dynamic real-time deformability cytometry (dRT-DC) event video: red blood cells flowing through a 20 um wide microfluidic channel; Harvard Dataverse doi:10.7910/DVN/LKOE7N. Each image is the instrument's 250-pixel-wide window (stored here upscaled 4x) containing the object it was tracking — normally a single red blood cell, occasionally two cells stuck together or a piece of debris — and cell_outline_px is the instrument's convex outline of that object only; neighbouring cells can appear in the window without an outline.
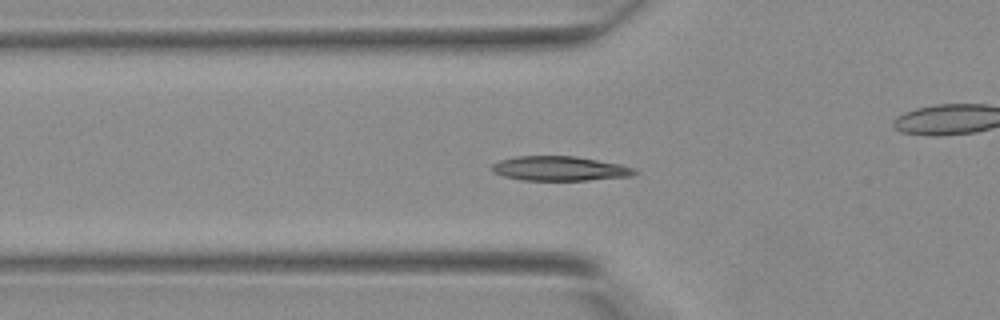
{"species": "Egyptian fruit bat (a non-hibernating species)", "species_latin": "Rousettus aegyptiacus", "temperature_condition": "warm", "stored_images_in_passage": 38, "camera_frame_rate_fps": 3000, "um_per_image_px": 0.085, "animal": {"sex": "female"}, "frame": {"image": 1, "passage_image": 10, "time_ms": 3.0, "image_size_px": [1000, 320], "cell_outline_px": [[640, 172], [632, 176], [588, 180], [524, 180], [504, 176], [492, 172], [492, 164], [500, 160], [516, 156], [576, 156], [620, 164], [636, 168]], "centroid_in_image_um": [47.62, 14.32], "position_along_channel_um": 78.2, "area_um2": 20.46}}
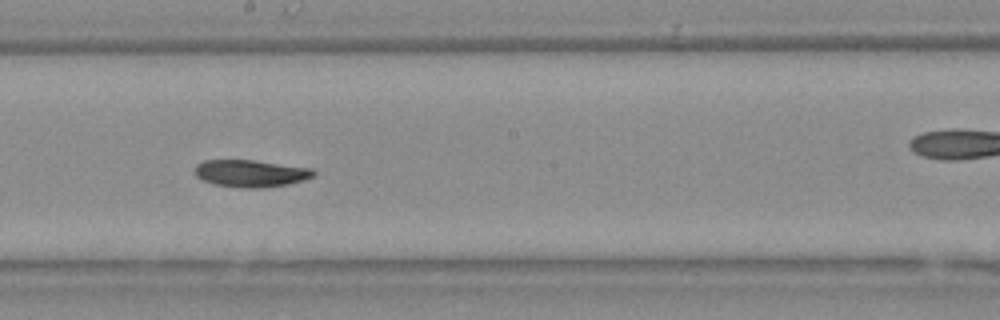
{"frame": {"image": 2, "passage_image": 19, "time_ms": 6.0, "image_size_px": [1000, 320], "cell_outline_px": [[316, 176], [304, 180], [288, 184], [264, 188], [240, 188], [216, 184], [204, 180], [196, 176], [196, 164], [204, 160], [252, 160], [312, 168], [316, 172]], "centroid_in_image_um": [21.36, 14.74], "position_along_channel_um": 226.8, "area_um2": 18.79}}
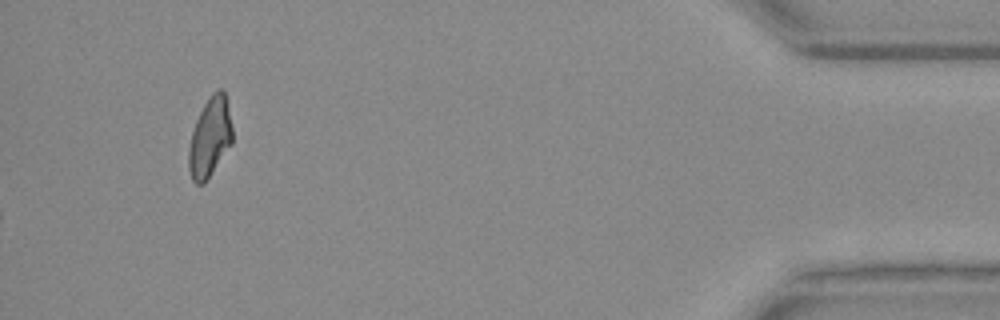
{"frame": {"image": 3, "passage_image": 38, "time_ms": 12.333, "image_size_px": [1000, 320], "cell_outline_px": [[232, 144], [204, 184], [196, 184], [192, 180], [188, 168], [188, 148], [192, 132], [196, 120], [204, 104], [212, 92], [216, 88], [220, 88], [224, 92], [232, 128]], "centroid_in_image_um": [17.83, 11.7], "position_along_channel_um": 417.4, "area_um2": 20.17}}